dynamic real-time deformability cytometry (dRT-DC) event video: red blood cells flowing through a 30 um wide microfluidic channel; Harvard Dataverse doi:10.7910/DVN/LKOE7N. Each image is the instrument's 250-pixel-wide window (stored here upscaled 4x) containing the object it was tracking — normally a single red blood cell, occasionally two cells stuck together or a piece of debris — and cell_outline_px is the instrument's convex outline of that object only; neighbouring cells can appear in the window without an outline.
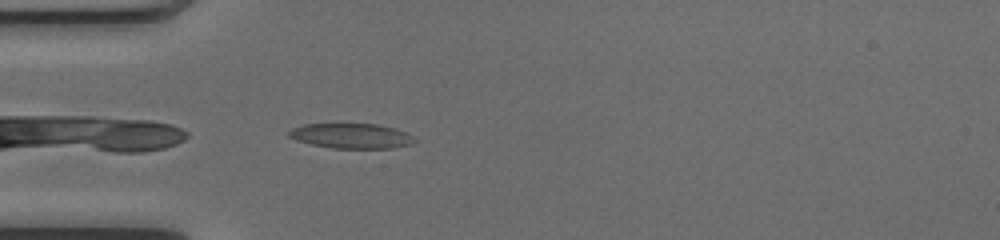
{"species": "common noctule bat (a hibernating species)", "species_latin": "Nyctalus noctula", "temperature_condition": "cold", "stored_images_in_passage": 32, "camera_frame_rate_fps": 3000, "um_per_image_px": 0.085, "animal": {"sex": "female", "body_mass_g": 17.0, "forearm_length_mm": 48.0}, "frame": {"image": 1, "passage_image": 1, "time_ms": 0.0, "image_size_px": [1000, 240], "cell_outline_px": [[416, 140], [412, 144], [392, 148], [332, 148], [312, 144], [296, 140], [288, 136], [288, 132], [292, 128], [304, 124], [376, 124], [396, 128], [412, 136]], "centroid_in_image_um": [29.86, 11.55], "position_along_channel_um": 55.1, "area_um2": 18.21}}
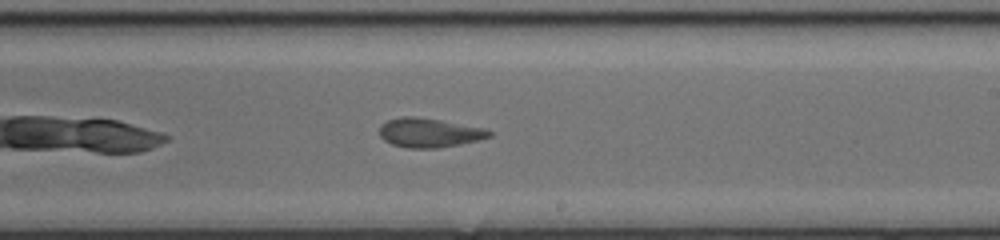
{"frame": {"image": 2, "passage_image": 16, "time_ms": 5.0, "image_size_px": [1000, 240], "cell_outline_px": [[492, 136], [460, 144], [436, 148], [408, 148], [392, 144], [384, 140], [380, 136], [380, 124], [388, 120], [400, 116], [416, 116], [440, 120], [484, 128], [492, 132]], "centroid_in_image_um": [36.45, 11.27], "position_along_channel_um": 252.5, "area_um2": 18.61}}
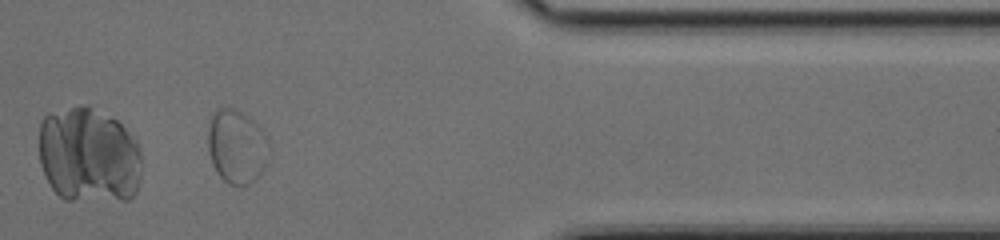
{"frame": {"image": 3, "passage_image": 28, "time_ms": 9.0, "image_size_px": [1000, 240], "cell_outline_px": [[272, 156], [260, 172], [248, 184], [228, 184], [216, 172], [212, 164], [208, 152], [208, 128], [212, 112], [216, 108], [232, 108], [240, 112], [252, 120], [268, 136], [272, 148]], "centroid_in_image_um": [20.14, 12.44], "position_along_channel_um": 391.3, "area_um2": 26.65}, "authors_computed_cell_mechanics": {"area_um2": 18.5827, "velocity_mm_per_s": 4.0706, "shape_relaxation_time_tau1_ms": null, "shape_relaxation_time_tau2_ms": 1.0207, "deformation_change_tau1": null, "deformation_change_tau2": 0.0568}}